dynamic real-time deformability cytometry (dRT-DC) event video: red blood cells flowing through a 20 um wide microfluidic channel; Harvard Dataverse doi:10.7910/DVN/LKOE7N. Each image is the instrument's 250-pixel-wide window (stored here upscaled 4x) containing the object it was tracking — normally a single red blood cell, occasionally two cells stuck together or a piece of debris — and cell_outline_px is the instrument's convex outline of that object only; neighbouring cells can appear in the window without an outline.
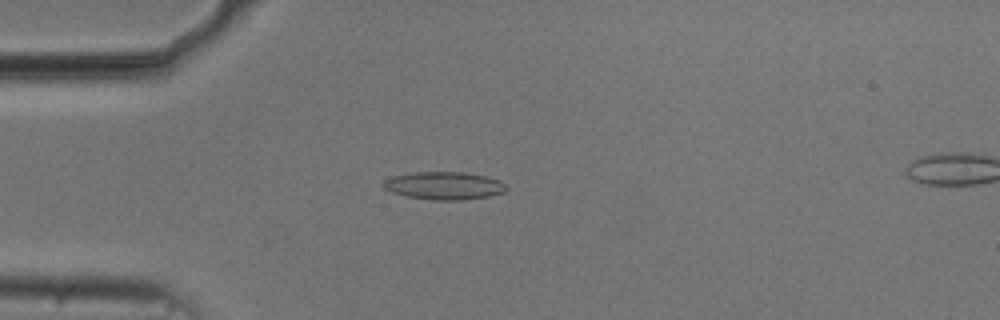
{"species": "common noctule bat (a hibernating species)", "species_latin": "Nyctalus noctula", "temperature_condition": "cold", "stored_images_in_passage": 44, "camera_frame_rate_fps": 3000, "um_per_image_px": 0.085, "animal": {"sex": "male", "body_mass_g": 20.5, "forearm_length_mm": 52.5}, "frame": {"image": 1, "passage_image": 4, "time_ms": 1.0, "image_size_px": [1000, 320], "cell_outline_px": [[508, 188], [504, 192], [488, 196], [460, 200], [432, 200], [408, 196], [392, 192], [384, 188], [380, 184], [384, 180], [392, 176], [412, 172], [464, 172], [484, 176], [500, 180]], "centroid_in_image_um": [37.72, 15.77], "position_along_channel_um": 47.3, "area_um2": 19.88}}
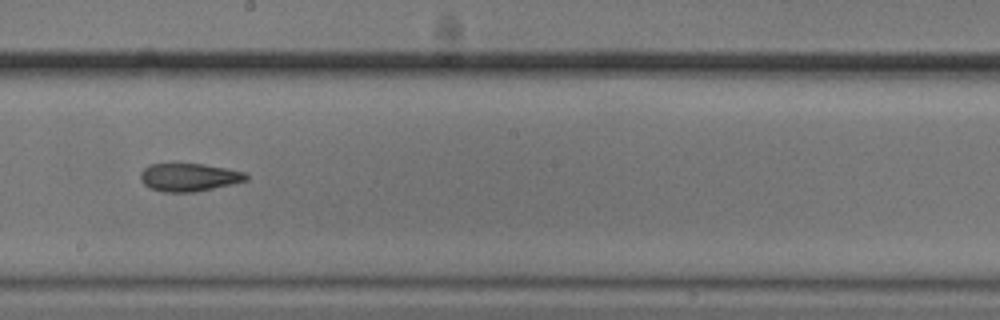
{"frame": {"image": 2, "passage_image": 20, "time_ms": 6.333, "image_size_px": [1000, 320], "cell_outline_px": [[248, 180], [232, 184], [196, 192], [164, 192], [152, 188], [144, 184], [140, 180], [140, 172], [148, 164], [204, 164], [228, 168], [244, 172], [248, 176]], "centroid_in_image_um": [16.07, 15.06], "position_along_channel_um": 232.1, "area_um2": 17.28}}
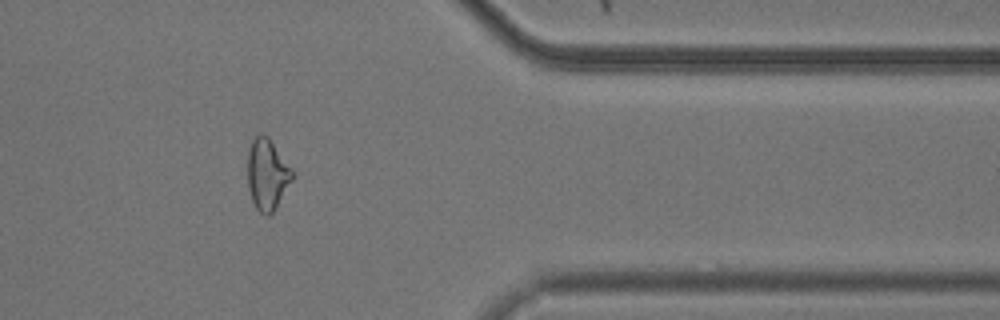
{"frame": {"image": 3, "passage_image": 34, "time_ms": 11.0, "image_size_px": [1000, 320], "cell_outline_px": [[292, 180], [272, 212], [268, 216], [260, 212], [256, 208], [252, 200], [248, 188], [248, 148], [256, 132], [260, 132], [268, 136], [292, 168]], "centroid_in_image_um": [22.69, 14.76], "position_along_channel_um": 388.7, "area_um2": 18.44}, "authors_computed_cell_mechanics": {"area_um2": 18.207, "velocity_mm_per_s": 3.7202, "shape_relaxation_time_tau1_ms": 3.4509, "shape_relaxation_time_tau2_ms": 3.3904, "deformation_change_tau1": 0.117, "deformation_change_tau2": 0.1189}}